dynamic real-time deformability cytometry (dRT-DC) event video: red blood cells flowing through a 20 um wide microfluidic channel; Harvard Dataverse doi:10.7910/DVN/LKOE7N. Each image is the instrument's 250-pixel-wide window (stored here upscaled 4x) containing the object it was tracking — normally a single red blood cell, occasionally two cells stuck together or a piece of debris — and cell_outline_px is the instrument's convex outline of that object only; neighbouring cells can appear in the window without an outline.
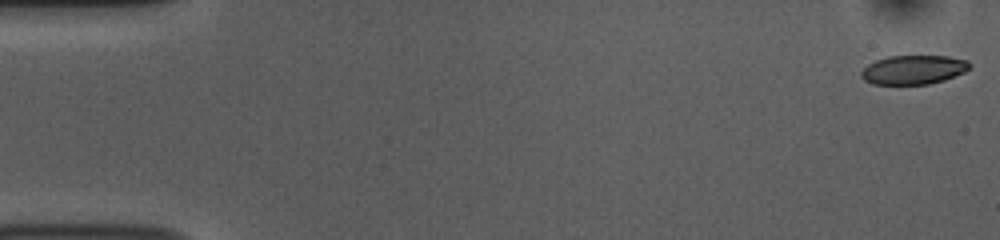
{"species": "common noctule bat (a hibernating species)", "species_latin": "Nyctalus noctula", "temperature_condition": "room temperature", "stored_images_in_passage": 53, "camera_frame_rate_fps": 3000, "um_per_image_px": 0.085, "animal": {"sex": "female", "body_mass_g": 10.0, "forearm_length_mm": 53.1}, "frame": {"image": 1, "passage_image": 1, "time_ms": 0.0, "image_size_px": [1000, 240], "cell_outline_px": [[972, 68], [964, 72], [944, 80], [928, 84], [872, 84], [864, 80], [860, 76], [860, 72], [868, 64], [876, 60], [888, 56], [948, 56], [968, 60], [972, 64]], "centroid_in_image_um": [77.66, 5.92], "position_along_channel_um": 7.3, "area_um2": 18.5}}
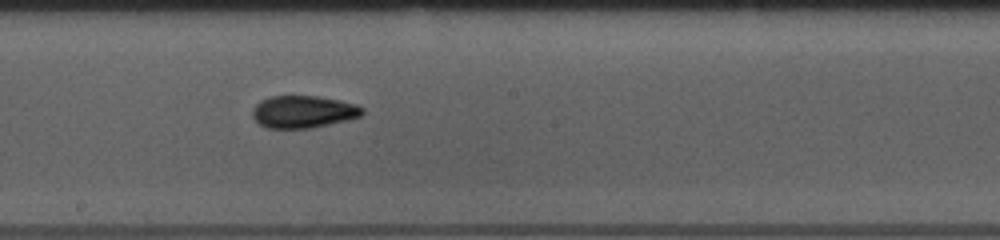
{"frame": {"image": 2, "passage_image": 29, "time_ms": 9.333, "image_size_px": [1000, 240], "cell_outline_px": [[364, 112], [360, 116], [348, 120], [312, 128], [264, 128], [252, 116], [252, 108], [260, 100], [272, 96], [320, 96], [340, 100], [356, 104], [364, 108]], "centroid_in_image_um": [25.78, 9.5], "position_along_channel_um": 222.4, "area_um2": 20.87}}
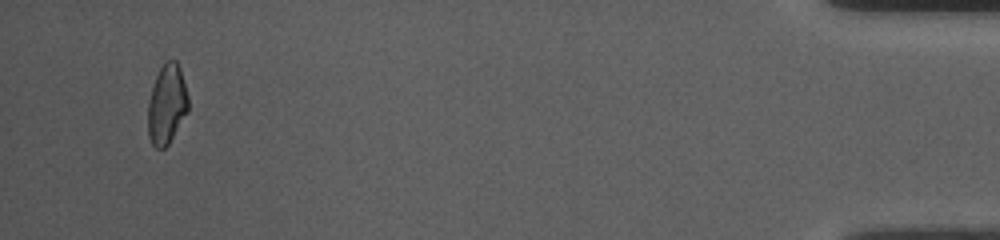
{"frame": {"image": 3, "passage_image": 51, "time_ms": 16.667, "image_size_px": [1000, 240], "cell_outline_px": [[188, 112], [168, 144], [164, 148], [156, 148], [152, 144], [148, 136], [148, 100], [152, 84], [160, 68], [168, 60], [176, 60], [180, 68], [188, 96]], "centroid_in_image_um": [14.17, 8.87], "position_along_channel_um": 421.0, "area_um2": 18.73}, "authors_computed_cell_mechanics": {"area_um2": 19.7098, "velocity_mm_per_s": 3.7648, "shape_relaxation_time_tau1_ms": 7.7249, "shape_relaxation_time_tau2_ms": 2.2616, "deformation_change_tau1": 0.174, "deformation_change_tau2": 0.0715}}